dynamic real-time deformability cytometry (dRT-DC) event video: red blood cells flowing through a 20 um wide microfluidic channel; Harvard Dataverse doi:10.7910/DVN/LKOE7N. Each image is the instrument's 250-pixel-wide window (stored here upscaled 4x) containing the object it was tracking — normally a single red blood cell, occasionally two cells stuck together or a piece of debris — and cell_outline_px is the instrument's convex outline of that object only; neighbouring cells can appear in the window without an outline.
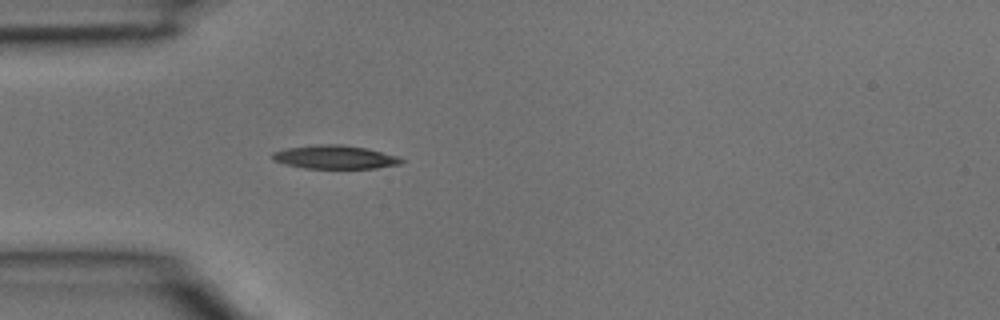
{"species": "common noctule bat (a hibernating species)", "species_latin": "Nyctalus noctula", "temperature_condition": "room temperature", "stored_images_in_passage": 4, "camera_frame_rate_fps": 3000, "um_per_image_px": 0.085, "animal": {"sex": "male", "body_mass_g": 15.6}, "frame": {"image": 1, "passage_image": 4, "time_ms": 1.0, "image_size_px": [1000, 320], "cell_outline_px": [[404, 160], [400, 164], [376, 168], [304, 168], [284, 164], [272, 160], [272, 152], [288, 148], [320, 144], [340, 144], [364, 148], [396, 156]], "centroid_in_image_um": [28.41, 13.36], "position_along_channel_um": 56.6, "area_um2": 17.4}}